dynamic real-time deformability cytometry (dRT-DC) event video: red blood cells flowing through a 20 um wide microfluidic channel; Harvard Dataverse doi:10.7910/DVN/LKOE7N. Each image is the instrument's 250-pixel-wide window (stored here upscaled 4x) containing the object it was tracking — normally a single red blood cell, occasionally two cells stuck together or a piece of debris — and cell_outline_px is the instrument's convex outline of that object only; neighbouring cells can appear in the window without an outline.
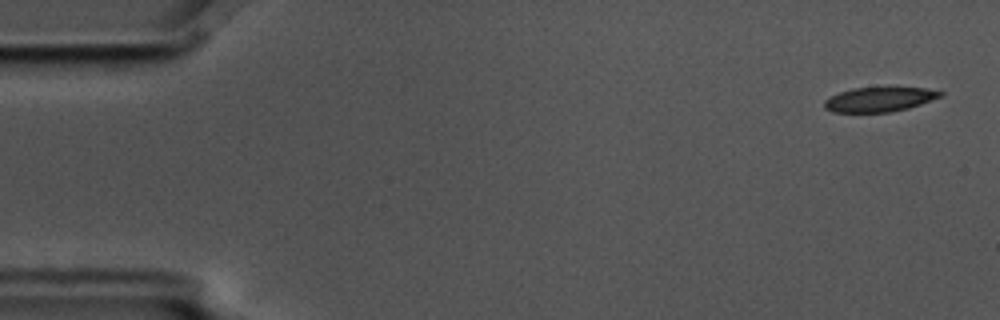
{"species": "common noctule bat (a hibernating species)", "species_latin": "Nyctalus noctula", "temperature_condition": "cold", "stored_images_in_passage": 5, "camera_frame_rate_fps": 3000, "um_per_image_px": 0.085, "animal": {"sex": "male", "body_mass_g": 17.5, "forearm_length_mm": 52.3}, "frame": {"image": 1, "passage_image": 1, "time_ms": 0.0, "image_size_px": [1000, 320], "cell_outline_px": [[944, 96], [908, 108], [892, 112], [832, 112], [824, 108], [824, 100], [840, 92], [852, 88], [924, 88], [944, 92]], "centroid_in_image_um": [74.75, 8.46], "position_along_channel_um": 10.2, "area_um2": 16.47}}
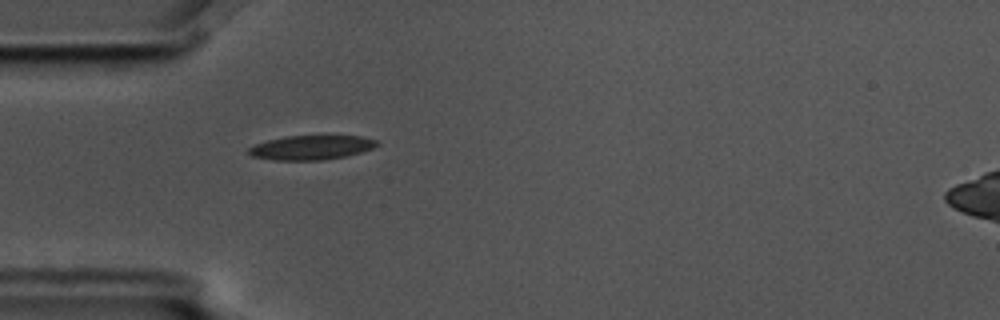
{"frame": {"image": 2, "passage_image": 5, "time_ms": 1.333, "image_size_px": [1000, 320], "cell_outline_px": [[380, 144], [372, 148], [360, 152], [344, 156], [320, 160], [272, 160], [252, 156], [248, 152], [248, 148], [252, 144], [284, 136], [360, 136], [376, 140]], "centroid_in_image_um": [26.4, 12.53], "position_along_channel_um": 58.6, "area_um2": 18.09}}